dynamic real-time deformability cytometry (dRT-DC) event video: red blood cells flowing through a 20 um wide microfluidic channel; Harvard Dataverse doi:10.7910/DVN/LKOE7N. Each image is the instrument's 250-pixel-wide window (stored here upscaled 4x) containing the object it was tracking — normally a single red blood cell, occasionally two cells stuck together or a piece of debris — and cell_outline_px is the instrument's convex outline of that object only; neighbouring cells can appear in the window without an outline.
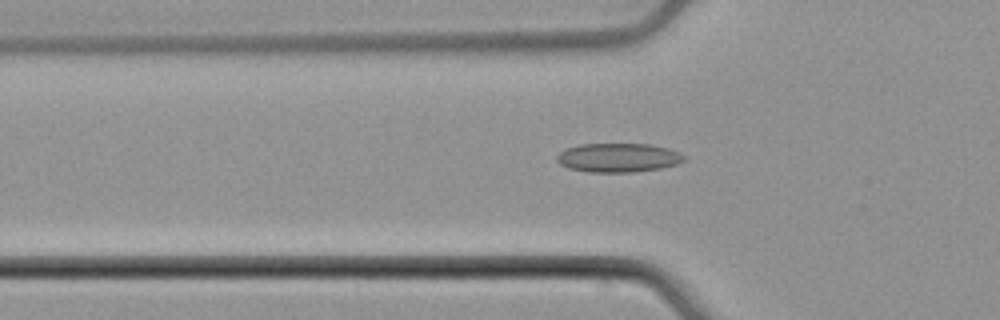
{"species": "common noctule bat (a hibernating species)", "species_latin": "Nyctalus noctula", "temperature_condition": "cold", "stored_images_in_passage": 49, "camera_frame_rate_fps": 3000, "um_per_image_px": 0.085, "animal": {"sex": "male", "body_mass_g": 21.5, "forearm_length_mm": 52.0}, "frame": {"image": 1, "passage_image": 19, "time_ms": 6.0, "image_size_px": [1000, 320], "cell_outline_px": [[688, 156], [684, 160], [676, 164], [660, 168], [632, 172], [588, 172], [568, 168], [560, 164], [556, 160], [556, 156], [564, 148], [580, 144], [648, 144], [668, 148], [680, 152]], "centroid_in_image_um": [52.54, 13.4], "position_along_channel_um": 73.3, "area_um2": 21.62}}
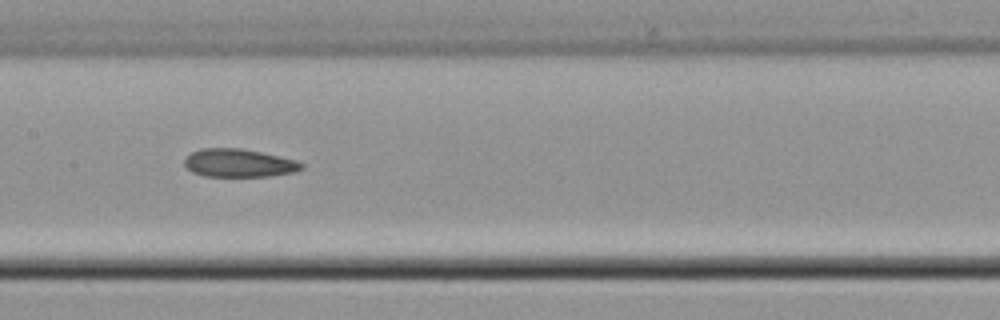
{"frame": {"image": 2, "passage_image": 28, "time_ms": 9.0, "image_size_px": [1000, 320], "cell_outline_px": [[304, 168], [292, 172], [272, 176], [204, 176], [192, 172], [184, 164], [184, 160], [192, 152], [200, 148], [240, 148], [260, 152], [296, 160], [304, 164]], "centroid_in_image_um": [20.3, 13.86], "position_along_channel_um": 187.1, "area_um2": 19.07}}
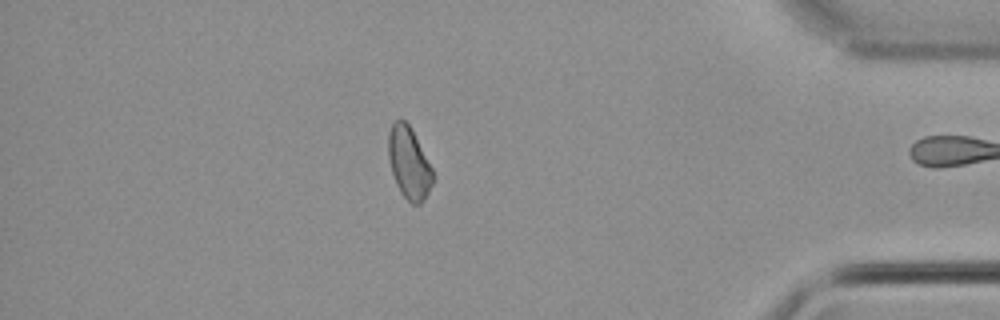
{"frame": {"image": 3, "passage_image": 48, "time_ms": 15.667, "image_size_px": [1000, 320], "cell_outline_px": [[432, 184], [424, 200], [420, 204], [412, 204], [400, 192], [396, 184], [392, 172], [388, 156], [388, 132], [392, 124], [396, 120], [404, 120], [412, 128], [432, 168]], "centroid_in_image_um": [34.75, 13.84], "position_along_channel_um": 400.5, "area_um2": 18.5}, "authors_computed_cell_mechanics": {"area_um2": 19.9988, "velocity_mm_per_s": 3.7967, "shape_relaxation_time_tau1_ms": null, "shape_relaxation_time_tau2_ms": 4.6498, "deformation_change_tau1": null, "deformation_change_tau2": 0.1081}}